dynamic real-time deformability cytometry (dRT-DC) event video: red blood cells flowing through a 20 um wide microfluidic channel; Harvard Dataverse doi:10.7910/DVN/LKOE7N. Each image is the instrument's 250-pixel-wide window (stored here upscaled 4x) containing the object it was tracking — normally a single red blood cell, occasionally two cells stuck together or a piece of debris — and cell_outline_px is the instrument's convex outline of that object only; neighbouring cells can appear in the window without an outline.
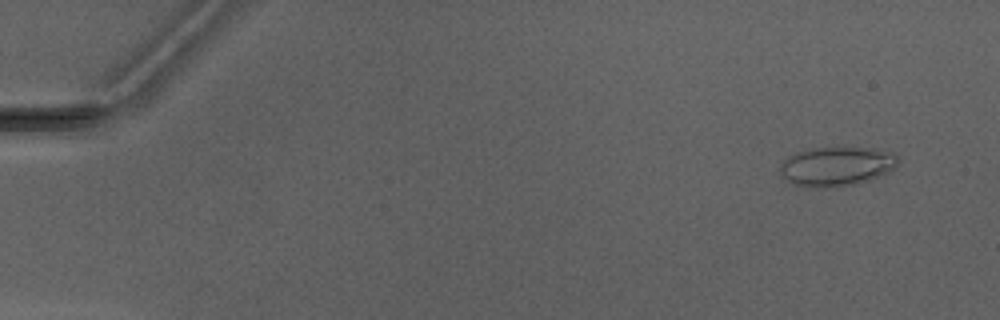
{"species": "Egyptian fruit bat (a non-hibernating species)", "species_latin": "Rousettus aegyptiacus", "temperature_condition": "warm", "stored_images_in_passage": 6, "camera_frame_rate_fps": 3000, "um_per_image_px": 0.085, "animal": {"sex": "male"}, "frame": {"image": 1, "passage_image": 2, "time_ms": 1.0, "image_size_px": [1000, 320], "cell_outline_px": [[900, 160], [888, 172], [880, 176], [868, 180], [852, 184], [824, 188], [816, 188], [796, 184], [788, 180], [780, 172], [780, 164], [788, 156], [808, 148], [872, 148], [896, 152]], "centroid_in_image_um": [71.14, 14.12], "position_along_channel_um": 13.9, "area_um2": 26.82}}